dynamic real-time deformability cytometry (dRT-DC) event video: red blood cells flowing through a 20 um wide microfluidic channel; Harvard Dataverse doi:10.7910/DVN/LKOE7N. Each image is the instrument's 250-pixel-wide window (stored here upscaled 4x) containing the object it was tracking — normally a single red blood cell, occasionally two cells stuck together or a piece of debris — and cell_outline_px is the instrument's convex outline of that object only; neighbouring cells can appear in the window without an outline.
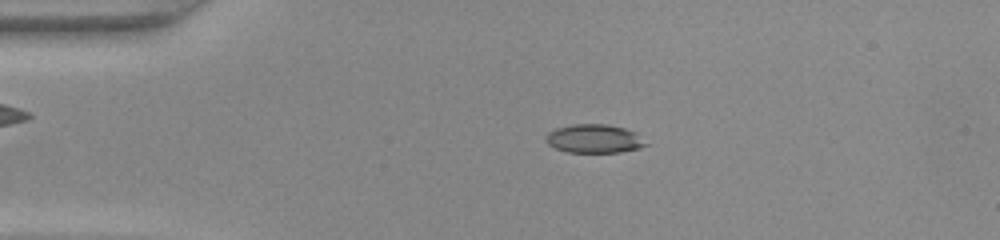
{"species": "common noctule bat (a hibernating species)", "species_latin": "Nyctalus noctula", "temperature_condition": "warm", "stored_images_in_passage": 48, "camera_frame_rate_fps": 3000, "um_per_image_px": 0.085, "animal": {"sex": "female", "body_mass_g": 22.0, "forearm_length_mm": 56.7}, "frame": {"image": 1, "passage_image": 11, "time_ms": 3.333, "image_size_px": [1000, 240], "cell_outline_px": [[648, 144], [640, 148], [620, 152], [568, 152], [556, 148], [548, 144], [544, 140], [548, 132], [556, 128], [572, 124], [608, 124], [624, 128], [636, 132]], "centroid_in_image_um": [50.5, 11.78], "position_along_channel_um": 34.5, "area_um2": 16.7}}
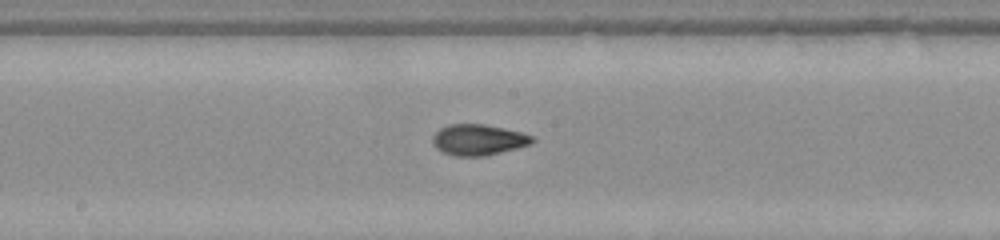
{"frame": {"image": 2, "passage_image": 26, "time_ms": 8.333, "image_size_px": [1000, 240], "cell_outline_px": [[536, 140], [532, 144], [484, 156], [452, 156], [436, 148], [432, 140], [432, 136], [440, 128], [448, 124], [484, 124], [504, 128], [520, 132], [532, 136]], "centroid_in_image_um": [40.65, 11.88], "position_along_channel_um": 207.6, "area_um2": 17.92}}
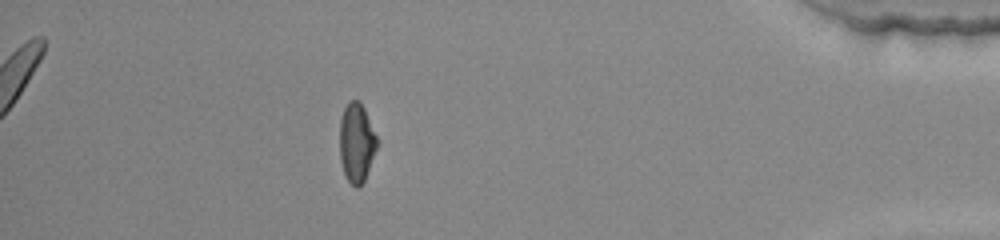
{"frame": {"image": 3, "passage_image": 43, "time_ms": 14.0, "image_size_px": [1000, 240], "cell_outline_px": [[376, 148], [364, 180], [360, 188], [356, 188], [344, 176], [340, 160], [340, 120], [344, 108], [348, 100], [360, 100], [364, 108], [376, 136]], "centroid_in_image_um": [30.27, 12.12], "position_along_channel_um": 404.9, "area_um2": 17.05}}